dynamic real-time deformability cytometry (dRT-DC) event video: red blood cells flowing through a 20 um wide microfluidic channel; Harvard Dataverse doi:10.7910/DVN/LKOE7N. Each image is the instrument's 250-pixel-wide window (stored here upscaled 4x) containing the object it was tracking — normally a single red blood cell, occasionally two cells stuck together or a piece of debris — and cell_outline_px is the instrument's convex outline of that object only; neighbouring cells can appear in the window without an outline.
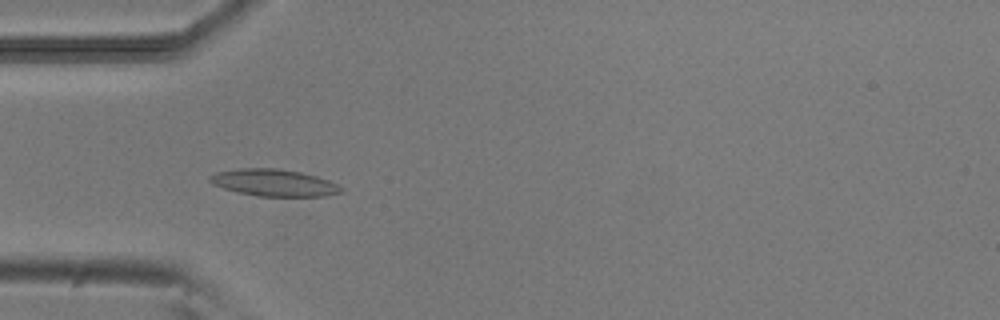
{"species": "common noctule bat (a hibernating species)", "species_latin": "Nyctalus noctula", "temperature_condition": "room temperature", "stored_images_in_passage": 52, "camera_frame_rate_fps": 3000, "um_per_image_px": 0.085, "animal": {"sex": "male", "body_mass_g": 20.5, "forearm_length_mm": 52.5}, "frame": {"image": 1, "passage_image": 16, "time_ms": 5.0, "image_size_px": [1000, 320], "cell_outline_px": [[344, 192], [324, 196], [256, 196], [224, 188], [212, 184], [208, 180], [208, 176], [216, 172], [240, 168], [276, 168], [300, 172], [316, 176], [328, 180], [344, 188]], "centroid_in_image_um": [23.28, 15.53], "position_along_channel_um": 61.7, "area_um2": 20.58}}
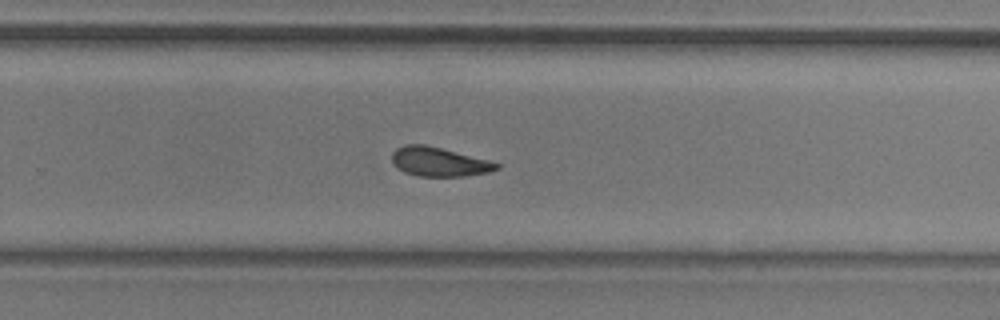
{"frame": {"image": 2, "passage_image": 34, "time_ms": 11.0, "image_size_px": [1000, 320], "cell_outline_px": [[500, 168], [488, 172], [464, 176], [420, 176], [404, 172], [396, 168], [392, 164], [392, 152], [396, 148], [404, 144], [424, 144], [488, 160], [500, 164]], "centroid_in_image_um": [37.26, 13.75], "position_along_channel_um": 292.5, "area_um2": 17.69}}
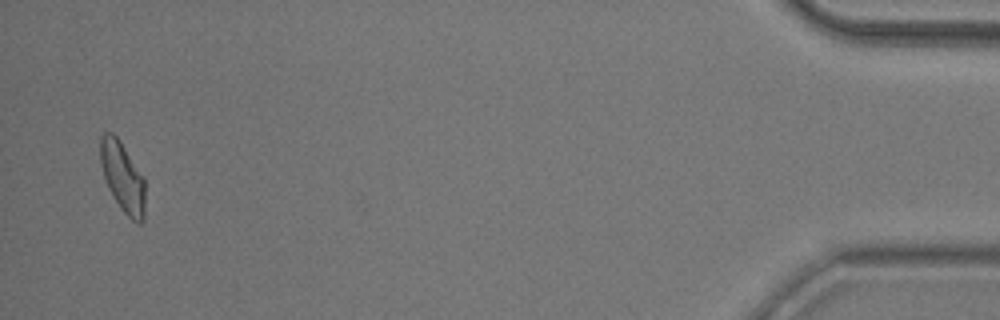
{"frame": {"image": 3, "passage_image": 51, "time_ms": 16.667, "image_size_px": [1000, 320], "cell_outline_px": [[144, 220], [140, 224], [132, 220], [120, 208], [108, 188], [100, 164], [100, 136], [104, 132], [112, 132], [120, 140], [144, 176]], "centroid_in_image_um": [10.42, 15.02], "position_along_channel_um": 424.8, "area_um2": 18.38}, "authors_computed_cell_mechanics": {"area_um2": 18.6116, "velocity_mm_per_s": 3.8636, "shape_relaxation_time_tau1_ms": 6.0728, "shape_relaxation_time_tau2_ms": 8.3382, "deformation_change_tau1": 0.1594, "deformation_change_tau2": 0.1667}}